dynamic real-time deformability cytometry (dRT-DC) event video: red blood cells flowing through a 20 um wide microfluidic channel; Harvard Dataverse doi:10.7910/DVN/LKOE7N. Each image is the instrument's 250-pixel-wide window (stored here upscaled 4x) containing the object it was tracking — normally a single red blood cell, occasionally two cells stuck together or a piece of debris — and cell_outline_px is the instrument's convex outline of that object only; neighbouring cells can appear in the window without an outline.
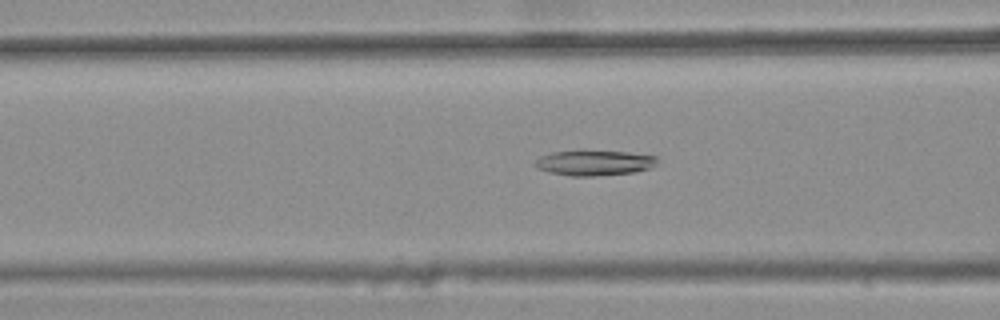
{"species": "common noctule bat (a hibernating species)", "species_latin": "Nyctalus noctula", "temperature_condition": "warm", "stored_images_in_passage": 42, "camera_frame_rate_fps": 3000, "um_per_image_px": 0.085, "animal": {"sex": "female", "body_mass_g": 25.1}, "frame": {"image": 1, "passage_image": 17, "time_ms": 5.333, "image_size_px": [1000, 320], "cell_outline_px": [[656, 160], [648, 168], [636, 172], [592, 176], [572, 176], [548, 172], [536, 168], [532, 164], [540, 156], [552, 152], [580, 148], [584, 148], [628, 152], [656, 156]], "centroid_in_image_um": [50.4, 13.8], "position_along_channel_um": 116.2, "area_um2": 18.61}}
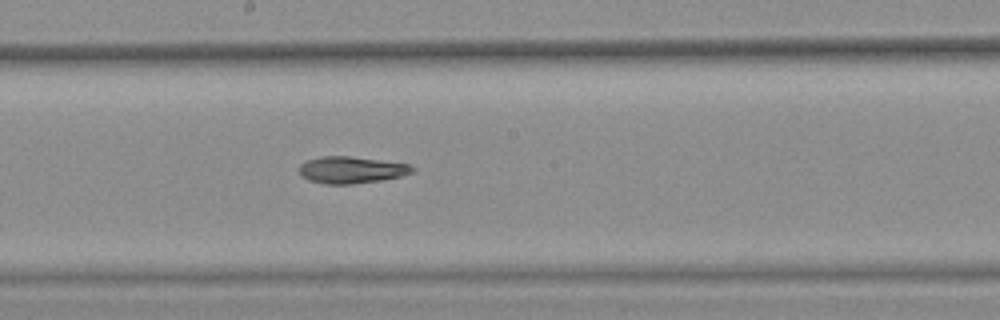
{"frame": {"image": 2, "passage_image": 25, "time_ms": 8.0, "image_size_px": [1000, 320], "cell_outline_px": [[416, 168], [412, 172], [400, 176], [380, 180], [352, 184], [324, 184], [308, 180], [296, 168], [300, 164], [308, 160], [320, 156], [348, 156], [408, 164]], "centroid_in_image_um": [29.82, 14.44], "position_along_channel_um": 218.4, "area_um2": 17.51}}
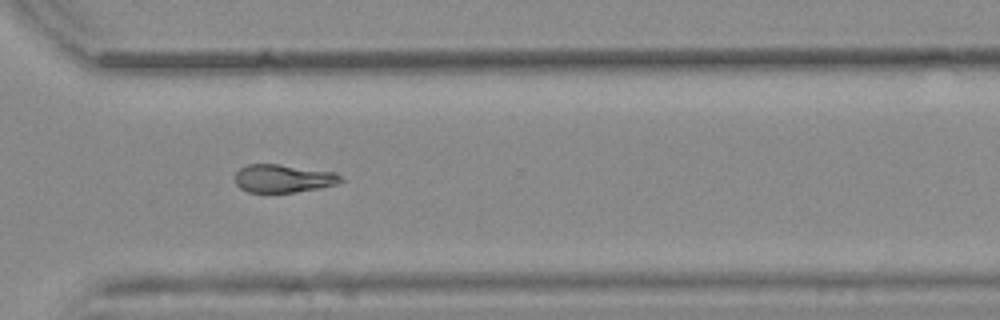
{"frame": {"image": 3, "passage_image": 35, "time_ms": 11.333, "image_size_px": [1000, 320], "cell_outline_px": [[344, 180], [336, 184], [320, 188], [296, 192], [248, 192], [240, 188], [236, 184], [236, 172], [240, 168], [248, 164], [280, 164], [336, 172]], "centroid_in_image_um": [24.09, 15.16], "position_along_channel_um": 346.5, "area_um2": 17.34}}